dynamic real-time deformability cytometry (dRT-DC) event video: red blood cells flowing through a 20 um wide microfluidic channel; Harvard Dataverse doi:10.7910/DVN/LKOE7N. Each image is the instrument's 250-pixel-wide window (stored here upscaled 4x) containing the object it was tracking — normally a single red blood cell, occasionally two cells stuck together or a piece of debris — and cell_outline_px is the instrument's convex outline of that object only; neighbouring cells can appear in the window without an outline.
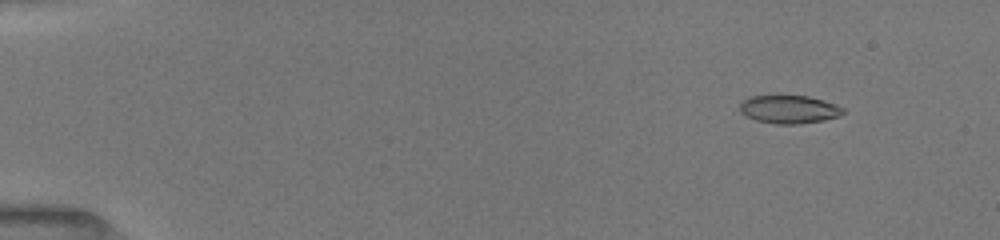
{"species": "common noctule bat (a hibernating species)", "species_latin": "Nyctalus noctula", "temperature_condition": "room temperature", "stored_images_in_passage": 8, "camera_frame_rate_fps": 3000, "um_per_image_px": 0.085, "animal": {"sex": "female", "body_mass_g": 19.5, "forearm_length_mm": 54.1}, "frame": {"image": 1, "passage_image": 2, "time_ms": 1.0, "image_size_px": [1000, 240], "cell_outline_px": [[844, 112], [840, 116], [824, 120], [800, 124], [776, 124], [756, 120], [740, 112], [740, 104], [748, 96], [776, 92], [808, 96], [824, 100], [836, 104], [844, 108]], "centroid_in_image_um": [67.05, 9.24], "position_along_channel_um": 17.9, "area_um2": 17.8}}
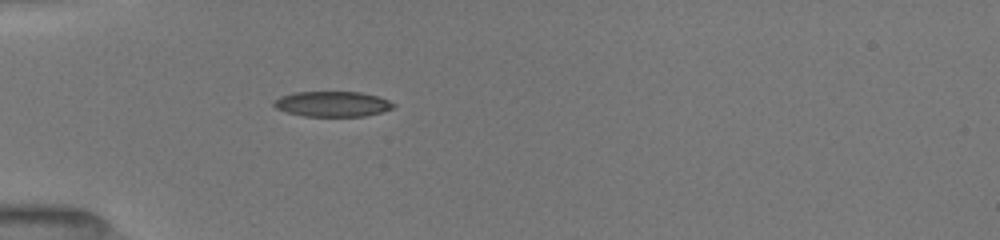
{"frame": {"image": 2, "passage_image": 8, "time_ms": 4.667, "image_size_px": [1000, 240], "cell_outline_px": [[396, 108], [364, 116], [304, 116], [288, 112], [276, 108], [272, 104], [272, 100], [280, 96], [292, 92], [360, 92], [376, 96], [388, 100], [396, 104]], "centroid_in_image_um": [28.24, 8.83], "position_along_channel_um": 56.8, "area_um2": 17.69}}